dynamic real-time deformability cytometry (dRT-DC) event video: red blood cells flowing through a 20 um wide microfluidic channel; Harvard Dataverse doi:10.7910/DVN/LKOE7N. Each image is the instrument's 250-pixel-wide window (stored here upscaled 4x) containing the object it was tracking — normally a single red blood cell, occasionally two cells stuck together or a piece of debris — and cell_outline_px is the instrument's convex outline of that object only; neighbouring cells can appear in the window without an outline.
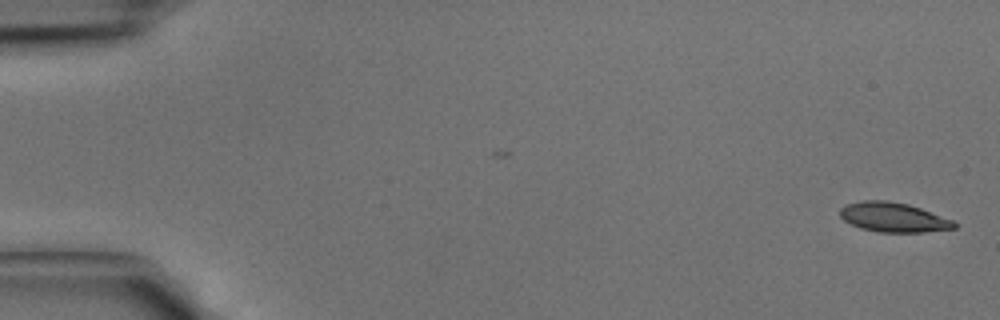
{"species": "common noctule bat (a hibernating species)", "species_latin": "Nyctalus noctula", "temperature_condition": "cold", "stored_images_in_passage": 14, "camera_frame_rate_fps": 3000, "um_per_image_px": 0.085, "animal": {"sex": "male", "body_mass_g": 15.6}, "frame": {"image": 1, "passage_image": 1, "time_ms": 0.0, "image_size_px": [1000, 320], "cell_outline_px": [[956, 228], [924, 232], [876, 232], [860, 228], [844, 220], [840, 216], [840, 208], [844, 204], [864, 200], [884, 200], [908, 204], [920, 208], [952, 220], [956, 224]], "centroid_in_image_um": [75.9, 18.47], "position_along_channel_um": 9.1, "area_um2": 19.59}}
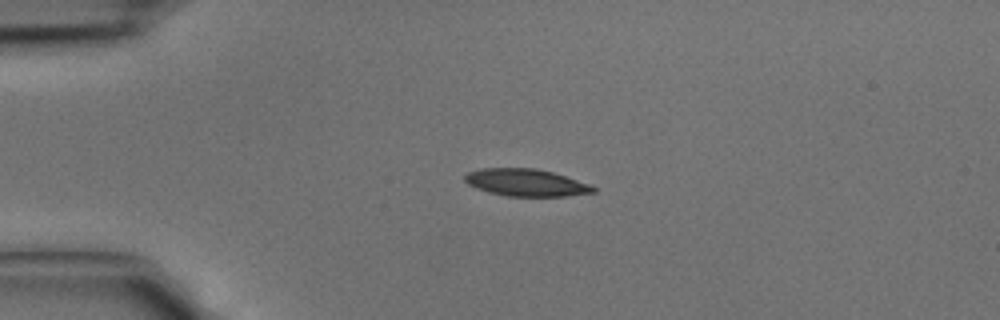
{"frame": {"image": 2, "passage_image": 10, "time_ms": 3.0, "image_size_px": [1000, 320], "cell_outline_px": [[596, 192], [564, 196], [508, 196], [488, 192], [476, 188], [468, 184], [464, 180], [464, 176], [468, 172], [480, 168], [536, 168], [552, 172], [592, 184], [596, 188]], "centroid_in_image_um": [44.72, 15.51], "position_along_channel_um": 40.3, "area_um2": 20.46}}